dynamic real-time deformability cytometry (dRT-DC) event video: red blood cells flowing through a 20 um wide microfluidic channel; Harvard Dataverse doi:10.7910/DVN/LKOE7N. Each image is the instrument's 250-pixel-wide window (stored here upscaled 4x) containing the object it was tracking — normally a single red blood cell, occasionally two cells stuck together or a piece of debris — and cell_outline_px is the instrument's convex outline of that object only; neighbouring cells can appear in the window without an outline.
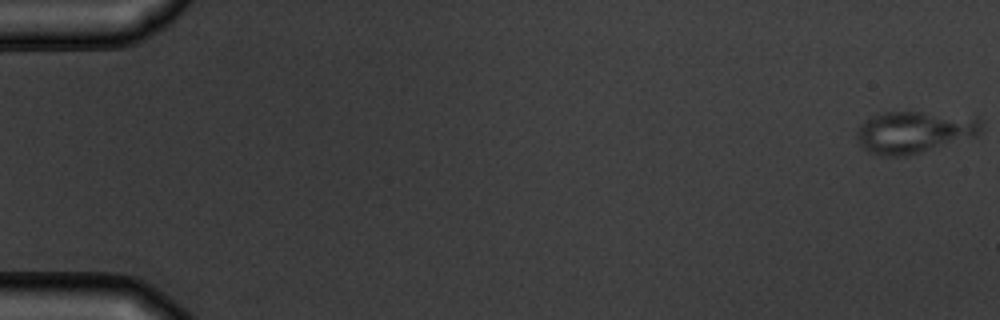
{"species": "common noctule bat (a hibernating species)", "species_latin": "Nyctalus noctula", "temperature_condition": "warm", "stored_images_in_passage": 7, "camera_frame_rate_fps": 3000, "um_per_image_px": 0.085, "animal": {"sex": "male", "body_mass_g": 19.5, "forearm_length_mm": 54.6}, "frame": {"image": 1, "passage_image": 1, "time_ms": 0.0, "image_size_px": [1000, 320], "cell_outline_px": [[984, 128], [976, 136], [908, 156], [880, 156], [868, 152], [860, 144], [856, 136], [856, 132], [860, 124], [872, 116], [880, 112], [920, 112], [976, 116], [984, 120]], "centroid_in_image_um": [77.75, 11.22], "position_along_channel_um": 7.2, "area_um2": 30.87}}
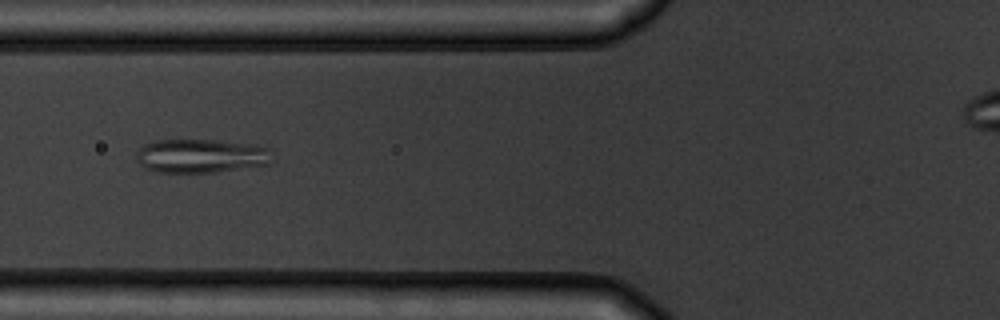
{"frame": {"image": 2, "passage_image": 7, "time_ms": 7.0, "image_size_px": [1000, 320], "cell_outline_px": [[268, 164], [216, 172], [156, 172], [144, 168], [136, 160], [136, 152], [144, 144], [156, 140], [216, 140], [268, 148]], "centroid_in_image_um": [16.94, 13.26], "position_along_channel_um": 108.9, "area_um2": 26.24}}